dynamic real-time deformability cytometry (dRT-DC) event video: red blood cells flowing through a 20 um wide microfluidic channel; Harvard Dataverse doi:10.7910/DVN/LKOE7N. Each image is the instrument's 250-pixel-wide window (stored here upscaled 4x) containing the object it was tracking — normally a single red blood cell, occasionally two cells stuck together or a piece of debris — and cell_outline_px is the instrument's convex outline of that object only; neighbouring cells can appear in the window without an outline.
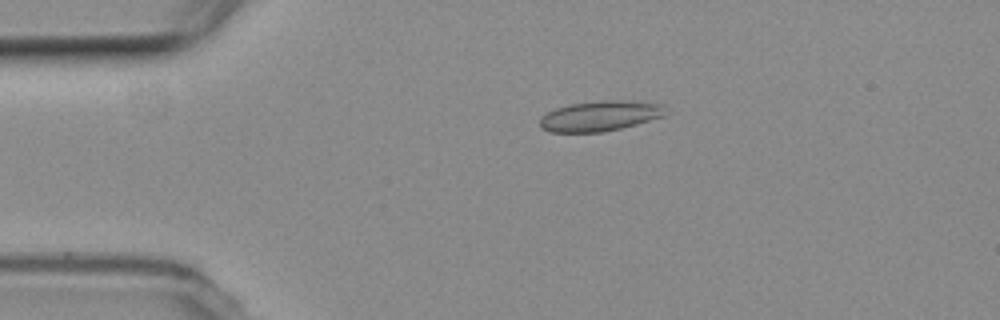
{"species": "common noctule bat (a hibernating species)", "species_latin": "Nyctalus noctula", "temperature_condition": "room temperature", "stored_images_in_passage": 14, "camera_frame_rate_fps": 3000, "um_per_image_px": 0.085, "animal": {"sex": "female", "body_mass_g": 19.3, "forearm_length_mm": 54.1}, "frame": {"image": 1, "passage_image": 3, "time_ms": 3.333, "image_size_px": [1000, 320], "cell_outline_px": [[664, 116], [636, 124], [620, 128], [600, 132], [552, 132], [540, 128], [540, 116], [556, 108], [572, 104], [604, 100], [632, 100], [660, 104]], "centroid_in_image_um": [50.95, 9.86], "position_along_channel_um": 34.1, "area_um2": 21.85}}
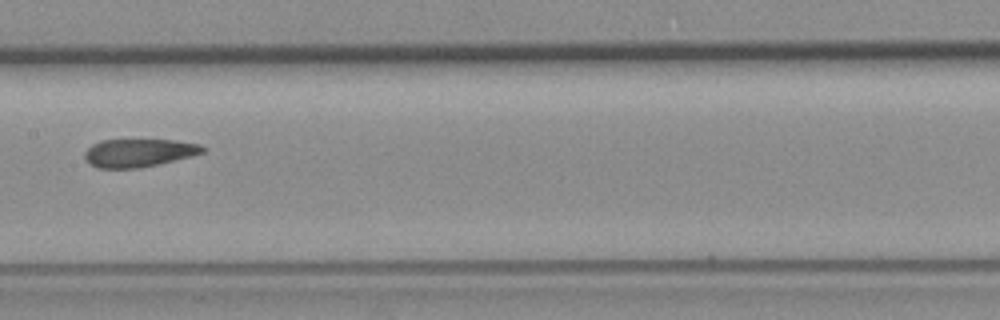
{"frame": {"image": 2, "passage_image": 7, "time_ms": 9.0, "image_size_px": [1000, 320], "cell_outline_px": [[208, 148], [204, 152], [192, 156], [140, 168], [96, 168], [88, 164], [84, 156], [84, 152], [92, 144], [100, 140], [176, 140], [200, 144]], "centroid_in_image_um": [11.79, 12.99], "position_along_channel_um": 195.6, "area_um2": 19.48}}
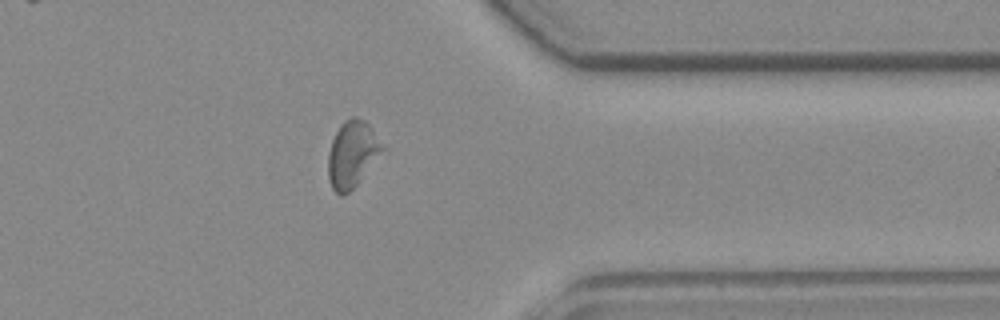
{"frame": {"image": 3, "passage_image": 12, "time_ms": 14.667, "image_size_px": [1000, 320], "cell_outline_px": [[388, 148], [356, 184], [344, 196], [340, 196], [332, 188], [328, 176], [328, 152], [332, 140], [340, 124], [344, 120], [352, 116], [356, 116], [364, 120], [368, 124]], "centroid_in_image_um": [29.97, 13.08], "position_along_channel_um": 381.4, "area_um2": 21.33}, "authors_computed_cell_mechanics": {"area_um2": 21.1259, "velocity_mm_per_s": 3.5014, "shape_relaxation_time_tau1_ms": null, "shape_relaxation_time_tau2_ms": 2.5626, "deformation_change_tau1": null, "deformation_change_tau2": 0.0771}}